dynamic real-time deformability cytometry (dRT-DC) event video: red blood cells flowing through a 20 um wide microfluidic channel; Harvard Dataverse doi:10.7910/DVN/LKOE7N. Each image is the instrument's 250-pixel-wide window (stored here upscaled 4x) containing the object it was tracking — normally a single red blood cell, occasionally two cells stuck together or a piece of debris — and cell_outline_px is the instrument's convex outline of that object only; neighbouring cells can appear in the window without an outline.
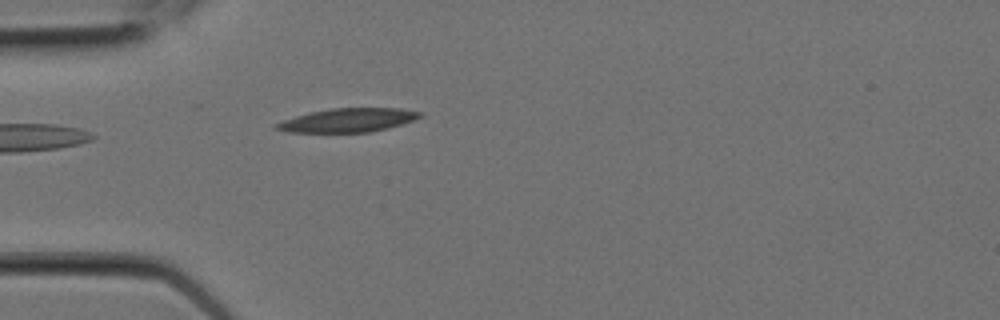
{"species": "Egyptian fruit bat (a non-hibernating species)", "species_latin": "Rousettus aegyptiacus", "temperature_condition": "room temperature", "stored_images_in_passage": 6, "camera_frame_rate_fps": 3000, "um_per_image_px": 0.085, "animal": {"sex": "female"}, "frame": {"image": 1, "passage_image": 5, "time_ms": 1.333, "image_size_px": [1000, 320], "cell_outline_px": [[424, 116], [416, 120], [404, 124], [368, 132], [292, 132], [272, 128], [276, 124], [284, 120], [308, 112], [332, 108], [400, 108], [424, 112]], "centroid_in_image_um": [29.66, 10.2], "position_along_channel_um": 55.3, "area_um2": 19.94}}